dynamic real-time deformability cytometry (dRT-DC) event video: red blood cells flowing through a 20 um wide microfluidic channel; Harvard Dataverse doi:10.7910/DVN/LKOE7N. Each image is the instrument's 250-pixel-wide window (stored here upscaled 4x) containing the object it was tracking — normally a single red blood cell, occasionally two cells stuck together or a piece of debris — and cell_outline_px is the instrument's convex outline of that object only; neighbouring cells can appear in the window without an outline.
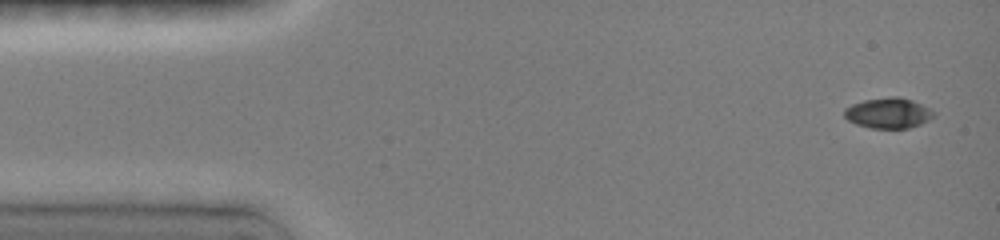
{"species": "common noctule bat (a hibernating species)", "species_latin": "Nyctalus noctula", "temperature_condition": "room temperature", "stored_images_in_passage": 6, "camera_frame_rate_fps": 3000, "um_per_image_px": 0.085, "animal": {"sex": "female", "body_mass_g": 19.0, "forearm_length_mm": 51.5}, "frame": {"image": 1, "passage_image": 1, "time_ms": 0.0, "image_size_px": [1000, 240], "cell_outline_px": [[936, 116], [920, 124], [908, 128], [872, 128], [856, 124], [848, 120], [844, 116], [844, 108], [852, 104], [864, 100], [892, 96], [900, 96], [912, 100], [936, 112]], "centroid_in_image_um": [75.51, 9.6], "position_along_channel_um": 9.5, "area_um2": 15.9}}
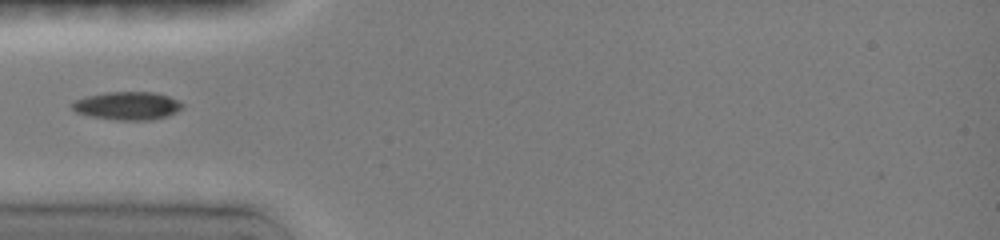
{"frame": {"image": 2, "passage_image": 5, "time_ms": 4.333, "image_size_px": [1000, 240], "cell_outline_px": [[184, 108], [168, 116], [152, 120], [116, 120], [88, 116], [76, 112], [72, 108], [72, 104], [76, 100], [88, 96], [108, 92], [152, 92], [168, 96], [184, 104]], "centroid_in_image_um": [10.85, 9.0], "position_along_channel_um": 74.1, "area_um2": 18.03}}